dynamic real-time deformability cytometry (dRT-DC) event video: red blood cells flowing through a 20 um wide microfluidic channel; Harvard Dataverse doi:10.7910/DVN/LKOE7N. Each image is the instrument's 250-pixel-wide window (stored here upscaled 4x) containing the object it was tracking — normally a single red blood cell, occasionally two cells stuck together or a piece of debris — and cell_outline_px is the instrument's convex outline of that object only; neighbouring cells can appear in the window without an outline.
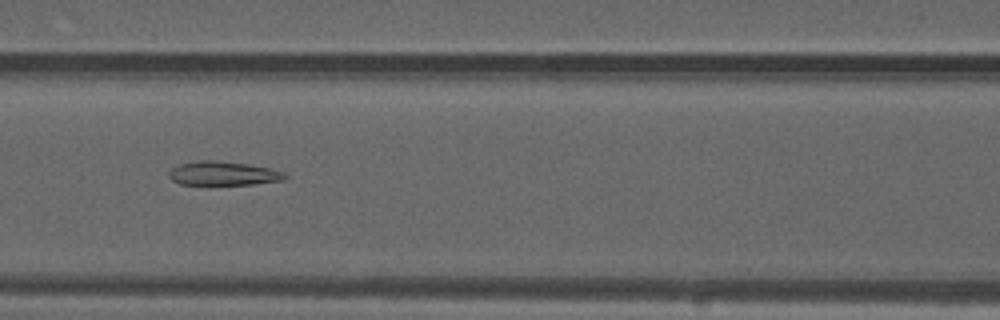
{"species": "common noctule bat (a hibernating species)", "species_latin": "Nyctalus noctula", "temperature_condition": "warm", "stored_images_in_passage": 55, "camera_frame_rate_fps": 3000, "um_per_image_px": 0.085, "animal": {"sex": "male", "forearm_length_mm": 52.5}, "frame": {"image": 1, "passage_image": 24, "time_ms": 7.667, "image_size_px": [1000, 320], "cell_outline_px": [[288, 176], [284, 180], [252, 184], [180, 184], [172, 180], [168, 176], [168, 172], [172, 168], [180, 164], [196, 160], [212, 160], [248, 164], [268, 168], [284, 172]], "centroid_in_image_um": [18.95, 14.73], "position_along_channel_um": 147.6, "area_um2": 16.07}}
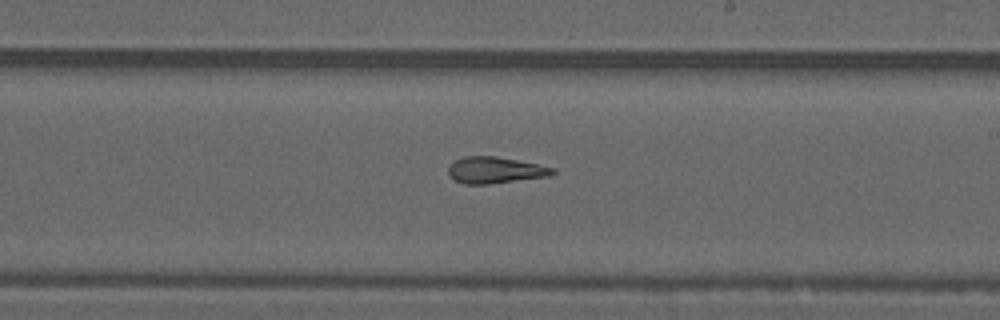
{"frame": {"image": 2, "passage_image": 32, "time_ms": 10.333, "image_size_px": [1000, 320], "cell_outline_px": [[556, 172], [552, 176], [488, 184], [464, 184], [456, 180], [448, 172], [448, 168], [456, 160], [464, 156], [496, 156], [556, 168]], "centroid_in_image_um": [42.14, 14.46], "position_along_channel_um": 246.9, "area_um2": 15.95}}
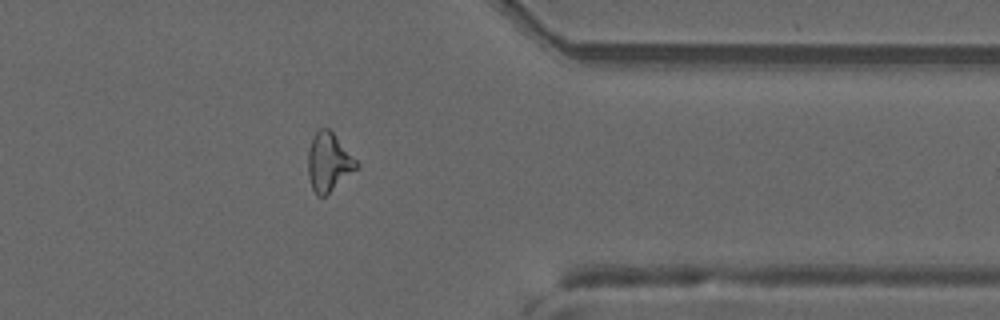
{"frame": {"image": 3, "passage_image": 44, "time_ms": 14.333, "image_size_px": [1000, 320], "cell_outline_px": [[360, 164], [356, 168], [324, 196], [316, 196], [312, 188], [308, 176], [308, 152], [312, 140], [316, 132], [320, 128], [328, 128], [332, 132]], "centroid_in_image_um": [27.91, 13.78], "position_along_channel_um": 383.5, "area_um2": 16.01}, "authors_computed_cell_mechanics": {"area_um2": 17.4556, "velocity_mm_per_s": 3.7288, "shape_relaxation_time_tau1_ms": null, "shape_relaxation_time_tau2_ms": 3.3295, "deformation_change_tau1": null, "deformation_change_tau2": 0.1292}}